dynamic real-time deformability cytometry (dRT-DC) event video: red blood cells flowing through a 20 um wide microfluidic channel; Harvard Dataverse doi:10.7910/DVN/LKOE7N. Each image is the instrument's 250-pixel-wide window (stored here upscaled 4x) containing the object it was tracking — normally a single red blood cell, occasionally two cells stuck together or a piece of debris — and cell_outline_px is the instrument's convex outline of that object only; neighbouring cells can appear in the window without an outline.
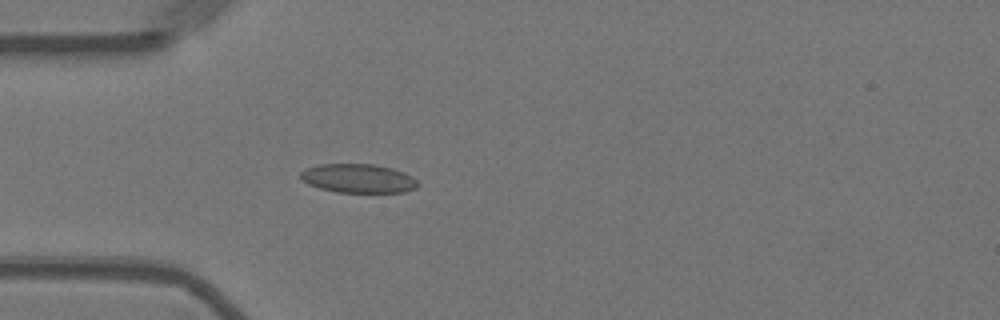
{"species": "Egyptian fruit bat (a non-hibernating species)", "species_latin": "Rousettus aegyptiacus", "temperature_condition": "warm", "stored_images_in_passage": 41, "camera_frame_rate_fps": 3000, "um_per_image_px": 0.085, "animal": {"sex": "female"}, "frame": {"image": 1, "passage_image": 1, "time_ms": 0.0, "image_size_px": [1000, 320], "cell_outline_px": [[420, 184], [416, 188], [404, 192], [336, 192], [320, 188], [308, 184], [300, 180], [300, 172], [304, 168], [316, 164], [372, 164], [392, 168], [404, 172], [412, 176]], "centroid_in_image_um": [30.42, 15.16], "position_along_channel_um": 54.6, "area_um2": 19.94}}
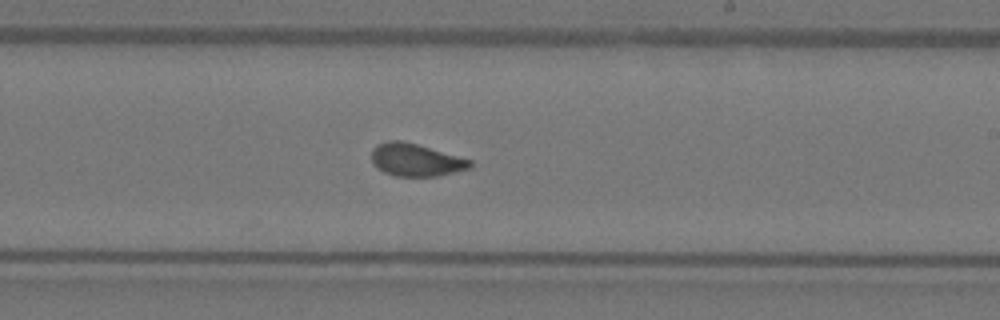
{"frame": {"image": 2, "passage_image": 18, "time_ms": 5.667, "image_size_px": [1000, 320], "cell_outline_px": [[472, 168], [456, 172], [436, 176], [396, 176], [384, 172], [372, 164], [372, 148], [376, 144], [388, 140], [400, 140], [416, 144], [472, 160]], "centroid_in_image_um": [35.33, 13.59], "position_along_channel_um": 253.7, "area_um2": 18.73}}
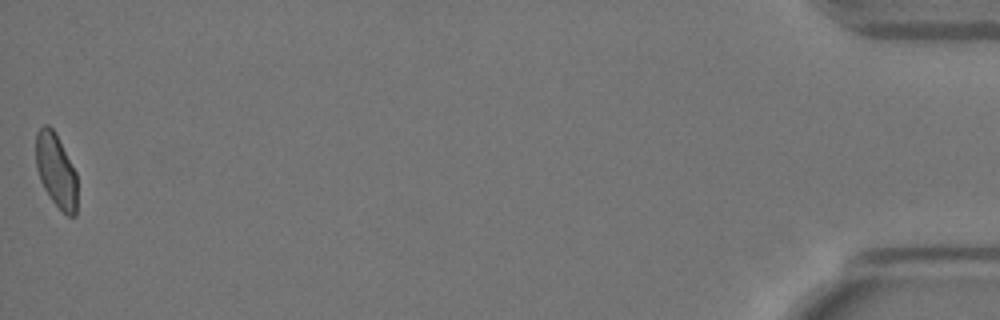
{"frame": {"image": 3, "passage_image": 41, "time_ms": 13.333, "image_size_px": [1000, 320], "cell_outline_px": [[76, 216], [68, 216], [52, 200], [44, 188], [40, 180], [36, 168], [36, 132], [44, 124], [48, 124], [56, 132], [76, 172]], "centroid_in_image_um": [4.75, 14.45], "position_along_channel_um": 430.4, "area_um2": 17.74}, "authors_computed_cell_mechanics": {"area_um2": 18.785, "velocity_mm_per_s": 3.5915, "shape_relaxation_time_tau1_ms": null, "shape_relaxation_time_tau2_ms": 0.82, "deformation_change_tau1": null, "deformation_change_tau2": 0.063}}